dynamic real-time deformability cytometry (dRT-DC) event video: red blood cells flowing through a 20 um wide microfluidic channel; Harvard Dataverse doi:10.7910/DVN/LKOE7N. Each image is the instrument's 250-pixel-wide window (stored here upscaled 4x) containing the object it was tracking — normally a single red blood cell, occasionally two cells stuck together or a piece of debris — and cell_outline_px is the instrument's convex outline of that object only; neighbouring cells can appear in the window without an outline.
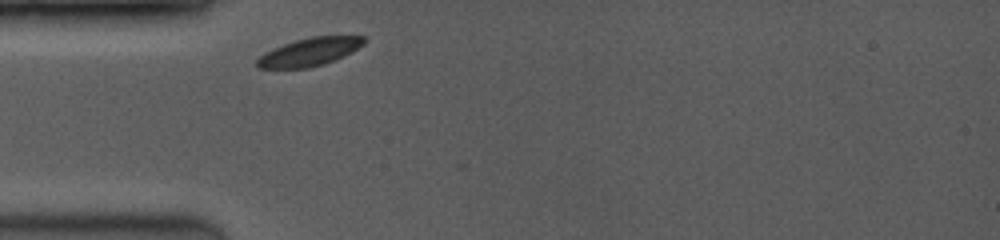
{"species": "common noctule bat (a hibernating species)", "species_latin": "Nyctalus noctula", "temperature_condition": "room temperature", "stored_images_in_passage": 8, "camera_frame_rate_fps": 3500, "um_per_image_px": 0.085, "animal": {"sex": "female", "body_mass_g": 19.0, "forearm_length_mm": 53.3}, "frame": {"image": 1, "passage_image": 1, "time_ms": 0.0, "image_size_px": [1000, 240], "cell_outline_px": [[368, 40], [364, 44], [352, 52], [344, 56], [324, 64], [308, 68], [256, 68], [256, 60], [264, 52], [272, 48], [296, 40], [312, 36], [368, 36]], "centroid_in_image_um": [26.33, 4.41], "position_along_channel_um": 58.7, "area_um2": 17.63}}
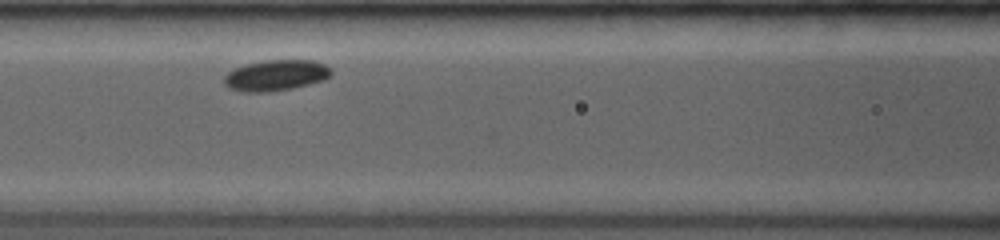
{"frame": {"image": 2, "passage_image": 4, "time_ms": 2.286, "image_size_px": [1000, 240], "cell_outline_px": [[332, 72], [324, 80], [292, 88], [268, 92], [244, 92], [232, 88], [224, 84], [224, 76], [232, 68], [244, 64], [264, 60], [316, 60], [332, 68]], "centroid_in_image_um": [23.44, 6.39], "position_along_channel_um": 143.2, "area_um2": 19.36}}
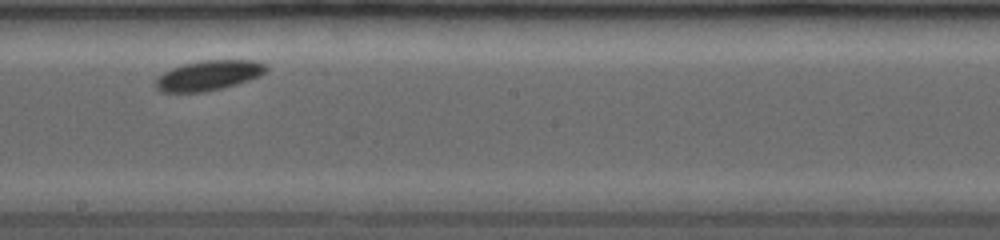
{"frame": {"image": 3, "passage_image": 7, "time_ms": 4.571, "image_size_px": [1000, 240], "cell_outline_px": [[268, 68], [260, 76], [236, 84], [204, 92], [160, 92], [152, 84], [164, 72], [172, 68], [184, 64], [204, 60], [256, 60], [268, 64]], "centroid_in_image_um": [17.73, 6.41], "position_along_channel_um": 230.5, "area_um2": 19.31}}